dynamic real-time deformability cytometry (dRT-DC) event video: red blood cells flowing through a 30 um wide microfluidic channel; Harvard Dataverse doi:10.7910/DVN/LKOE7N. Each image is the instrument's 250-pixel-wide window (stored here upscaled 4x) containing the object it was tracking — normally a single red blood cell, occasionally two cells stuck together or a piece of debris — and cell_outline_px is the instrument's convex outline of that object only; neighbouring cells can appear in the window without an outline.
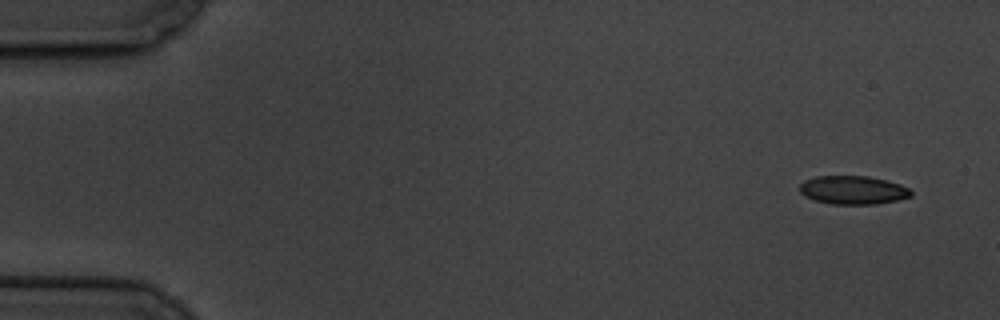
{"species": "common noctule bat (a hibernating species)", "species_latin": "Nyctalus noctula", "temperature_condition": "cold", "stored_images_in_passage": 4, "camera_frame_rate_fps": 3000, "um_per_image_px": 0.085, "animal": {"sex": "male", "body_mass_g": 19.5, "forearm_length_mm": 54.6}, "frame": {"image": 1, "passage_image": 1, "time_ms": 0.0, "image_size_px": [1000, 320], "cell_outline_px": [[912, 196], [896, 200], [876, 204], [832, 204], [816, 200], [804, 196], [800, 192], [800, 184], [804, 180], [816, 176], [868, 176], [900, 184], [908, 188], [912, 192]], "centroid_in_image_um": [72.49, 16.15], "position_along_channel_um": 12.5, "area_um2": 18.38}}